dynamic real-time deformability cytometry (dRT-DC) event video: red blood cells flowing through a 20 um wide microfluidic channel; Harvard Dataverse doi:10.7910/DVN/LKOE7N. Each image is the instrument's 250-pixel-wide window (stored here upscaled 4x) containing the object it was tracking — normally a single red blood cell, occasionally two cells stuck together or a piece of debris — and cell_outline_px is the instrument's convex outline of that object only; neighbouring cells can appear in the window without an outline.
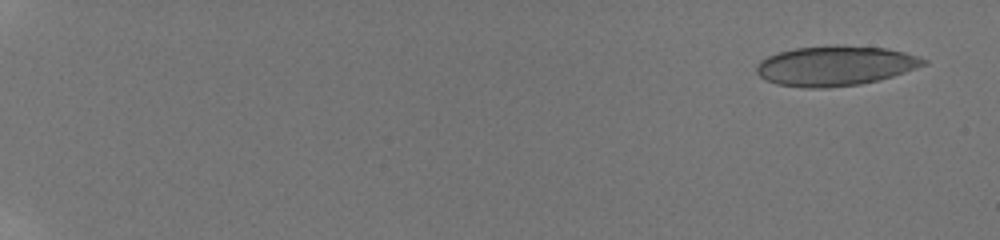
{"species": "human", "species_latin": "Homo sapiens", "temperature_condition": "room temperature", "stored_images_in_passage": 8, "camera_frame_rate_fps": 3000, "um_per_image_px": 0.085, "donor": {"sex": "male"}, "frame": {"image": 1, "passage_image": 1, "time_ms": 0.0, "image_size_px": [1000, 240], "cell_outline_px": [[928, 64], [892, 76], [860, 84], [828, 88], [808, 88], [776, 84], [760, 76], [756, 72], [756, 68], [760, 60], [776, 52], [796, 48], [832, 44], [836, 44], [884, 48], [904, 52], [928, 60]], "centroid_in_image_um": [70.98, 5.58], "position_along_channel_um": 14.0, "area_um2": 38.9}}
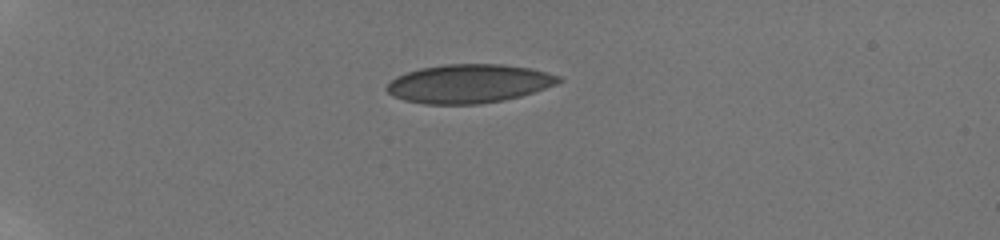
{"frame": {"image": 2, "passage_image": 6, "time_ms": 4.667, "image_size_px": [1000, 240], "cell_outline_px": [[564, 80], [556, 84], [520, 96], [504, 100], [480, 104], [424, 104], [404, 100], [392, 96], [384, 88], [396, 76], [420, 68], [444, 64], [504, 64], [532, 68], [548, 72], [560, 76]], "centroid_in_image_um": [39.86, 7.1], "position_along_channel_um": 45.1, "area_um2": 38.9}}
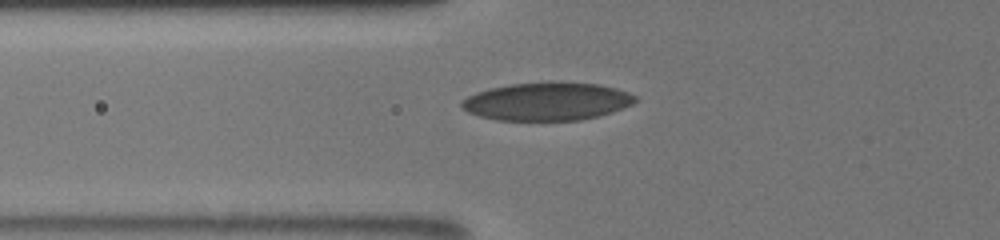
{"frame": {"image": 3, "passage_image": 8, "time_ms": 7.0, "image_size_px": [1000, 240], "cell_outline_px": [[640, 100], [624, 108], [612, 112], [580, 120], [496, 120], [480, 116], [468, 112], [460, 108], [460, 100], [476, 92], [508, 84], [548, 80], [600, 84], [616, 88], [628, 92], [636, 96]], "centroid_in_image_um": [46.5, 8.6], "position_along_channel_um": 79.3, "area_um2": 39.13}}